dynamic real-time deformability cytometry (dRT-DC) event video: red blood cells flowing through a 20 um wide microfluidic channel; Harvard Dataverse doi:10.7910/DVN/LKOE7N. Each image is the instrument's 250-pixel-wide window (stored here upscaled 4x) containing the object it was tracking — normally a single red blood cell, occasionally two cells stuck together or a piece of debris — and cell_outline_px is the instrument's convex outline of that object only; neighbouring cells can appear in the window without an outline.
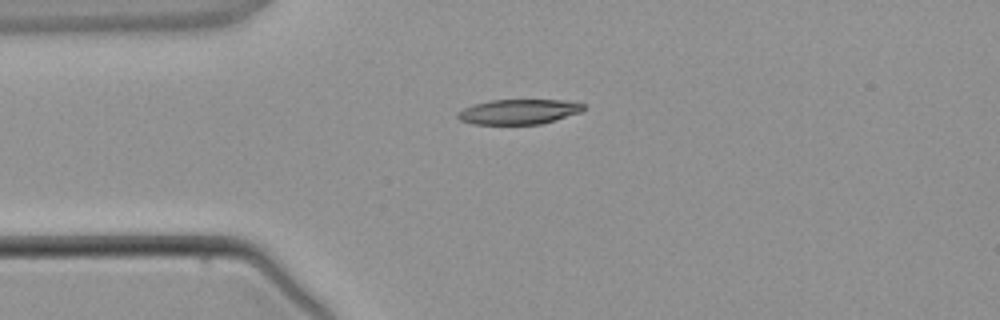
{"species": "common noctule bat (a hibernating species)", "species_latin": "Nyctalus noctula", "temperature_condition": "warm", "stored_images_in_passage": 2, "camera_frame_rate_fps": 3000, "um_per_image_px": 0.085, "animal": {"sex": "male", "body_mass_g": 21.5, "forearm_length_mm": 52.0}, "frame": {"image": 1, "passage_image": 1, "time_ms": 0.0, "image_size_px": [1000, 320], "cell_outline_px": [[584, 108], [580, 112], [556, 120], [540, 124], [472, 124], [460, 120], [456, 116], [456, 112], [472, 104], [488, 100], [564, 100], [584, 104]], "centroid_in_image_um": [44.04, 9.49], "position_along_channel_um": 41.0, "area_um2": 18.38}}